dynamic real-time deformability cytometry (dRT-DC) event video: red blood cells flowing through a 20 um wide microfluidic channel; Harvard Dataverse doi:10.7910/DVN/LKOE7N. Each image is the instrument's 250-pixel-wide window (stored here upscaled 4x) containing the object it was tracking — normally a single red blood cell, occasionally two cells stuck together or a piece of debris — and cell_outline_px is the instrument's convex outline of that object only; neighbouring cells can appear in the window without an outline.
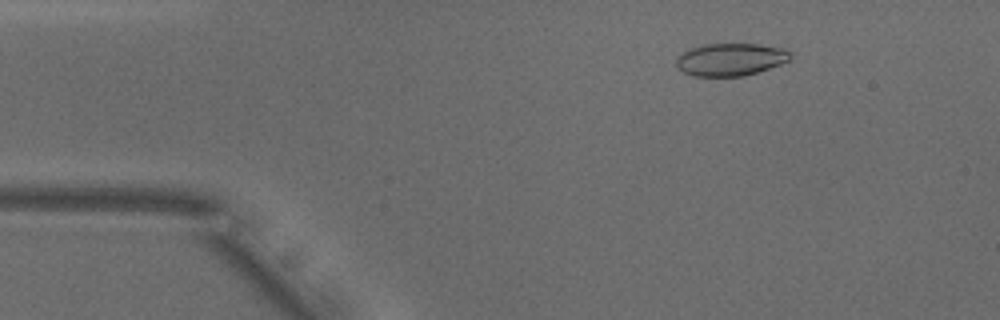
{"species": "common noctule bat (a hibernating species)", "species_latin": "Nyctalus noctula", "temperature_condition": "warm", "stored_images_in_passage": 41, "camera_frame_rate_fps": 3000, "um_per_image_px": 0.085, "animal": {"sex": "male", "body_mass_g": 18.8}, "frame": {"image": 1, "passage_image": 7, "time_ms": 2.0, "image_size_px": [1000, 320], "cell_outline_px": [[792, 56], [788, 60], [780, 64], [744, 76], [696, 76], [684, 72], [676, 64], [676, 60], [684, 52], [692, 48], [704, 44], [760, 44], [784, 48], [792, 52]], "centroid_in_image_um": [62.14, 5.04], "position_along_channel_um": 22.9, "area_um2": 21.39}}
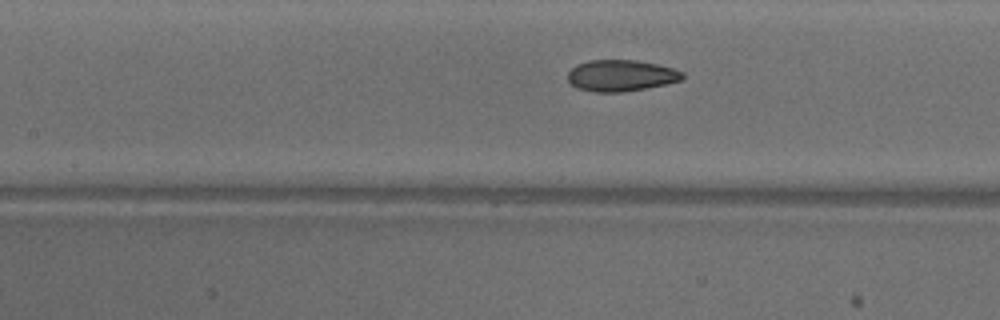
{"frame": {"image": 2, "passage_image": 22, "time_ms": 7.0, "image_size_px": [1000, 320], "cell_outline_px": [[684, 76], [680, 80], [664, 84], [644, 88], [620, 92], [596, 92], [576, 88], [568, 80], [568, 72], [576, 64], [588, 60], [636, 60], [656, 64], [672, 68], [684, 72]], "centroid_in_image_um": [52.75, 6.41], "position_along_channel_um": 154.7, "area_um2": 20.81}}
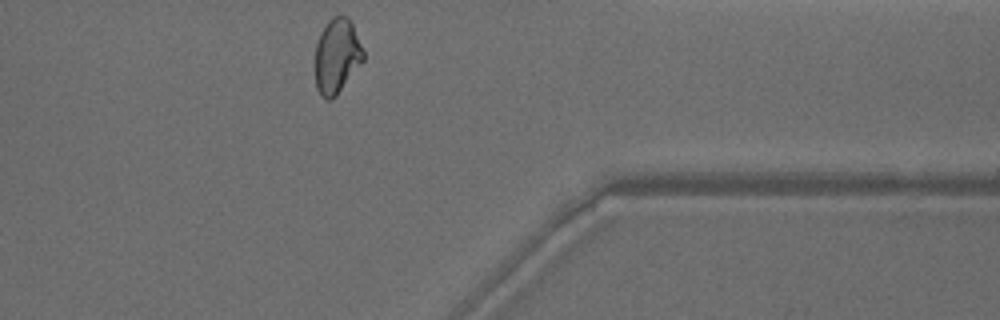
{"frame": {"image": 3, "passage_image": 41, "time_ms": 13.333, "image_size_px": [1000, 320], "cell_outline_px": [[364, 60], [336, 96], [332, 100], [324, 100], [320, 96], [316, 88], [316, 44], [320, 32], [324, 24], [332, 16], [340, 12], [348, 16], [352, 24], [364, 52]], "centroid_in_image_um": [28.62, 4.74], "position_along_channel_um": 382.8, "area_um2": 21.33}, "authors_computed_cell_mechanics": {"area_um2": 21.5016, "velocity_mm_per_s": 3.8543, "shape_relaxation_time_tau1_ms": 5.7134, "shape_relaxation_time_tau2_ms": 1.95, "deformation_change_tau1": 0.1457, "deformation_change_tau2": 0.0682}}